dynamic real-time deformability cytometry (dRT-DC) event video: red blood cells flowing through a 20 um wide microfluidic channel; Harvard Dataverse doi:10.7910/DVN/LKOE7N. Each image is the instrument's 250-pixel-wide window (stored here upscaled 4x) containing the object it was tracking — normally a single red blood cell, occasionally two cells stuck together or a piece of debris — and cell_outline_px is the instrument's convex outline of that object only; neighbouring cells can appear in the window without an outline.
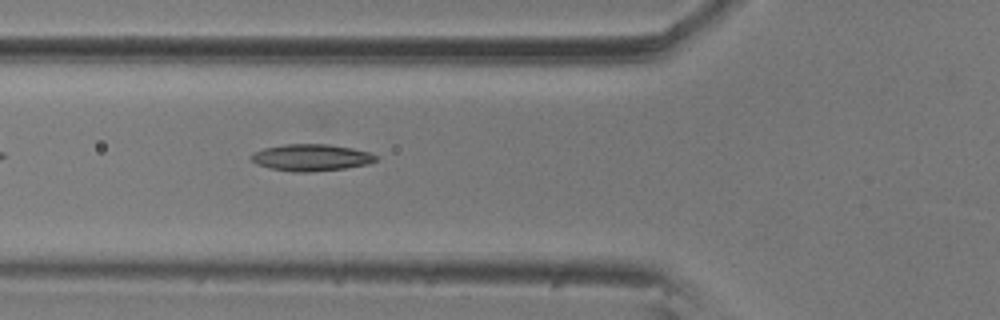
{"species": "common noctule bat (a hibernating species)", "species_latin": "Nyctalus noctula", "temperature_condition": "room temperature", "stored_images_in_passage": 37, "camera_frame_rate_fps": 3000, "um_per_image_px": 0.085, "animal": {"sex": "male", "body_mass_g": 20.5, "forearm_length_mm": 52.5}, "frame": {"image": 1, "passage_image": 4, "time_ms": 1.0, "image_size_px": [1000, 320], "cell_outline_px": [[376, 160], [368, 164], [344, 168], [308, 172], [292, 172], [272, 168], [256, 164], [248, 156], [252, 152], [264, 148], [284, 144], [328, 144], [352, 148], [368, 152], [376, 156]], "centroid_in_image_um": [26.4, 13.38], "position_along_channel_um": 99.4, "area_um2": 19.36}}
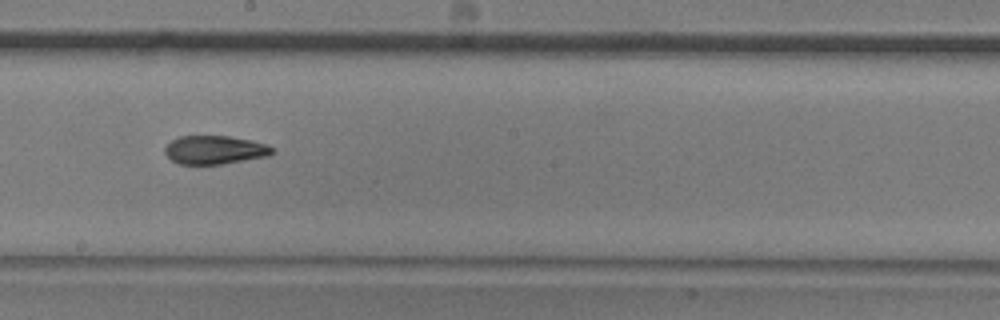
{"frame": {"image": 2, "passage_image": 15, "time_ms": 4.667, "image_size_px": [1000, 320], "cell_outline_px": [[272, 152], [268, 156], [220, 164], [180, 164], [172, 160], [164, 152], [164, 148], [172, 140], [180, 136], [228, 136], [252, 140], [268, 144], [272, 148]], "centroid_in_image_um": [18.25, 12.73], "position_along_channel_um": 230.0, "area_um2": 17.69}}
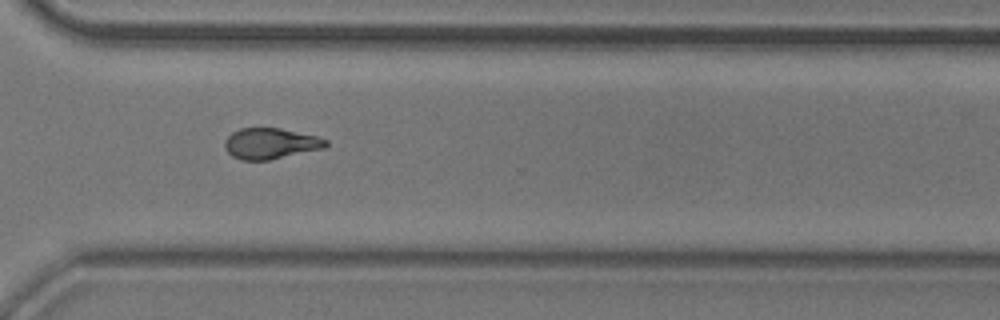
{"frame": {"image": 3, "passage_image": 25, "time_ms": 8.0, "image_size_px": [1000, 320], "cell_outline_px": [[328, 144], [324, 148], [268, 160], [240, 160], [232, 156], [224, 148], [224, 140], [232, 132], [240, 128], [280, 128], [316, 136], [328, 140]], "centroid_in_image_um": [22.96, 12.2], "position_along_channel_um": 347.6, "area_um2": 18.15}, "authors_computed_cell_mechanics": {"area_um2": 18.3226, "velocity_mm_per_s": 3.5494, "shape_relaxation_time_tau1_ms": 8.2009, "shape_relaxation_time_tau2_ms": 3.5023, "deformation_change_tau1": 0.191, "deformation_change_tau2": 0.1075}}